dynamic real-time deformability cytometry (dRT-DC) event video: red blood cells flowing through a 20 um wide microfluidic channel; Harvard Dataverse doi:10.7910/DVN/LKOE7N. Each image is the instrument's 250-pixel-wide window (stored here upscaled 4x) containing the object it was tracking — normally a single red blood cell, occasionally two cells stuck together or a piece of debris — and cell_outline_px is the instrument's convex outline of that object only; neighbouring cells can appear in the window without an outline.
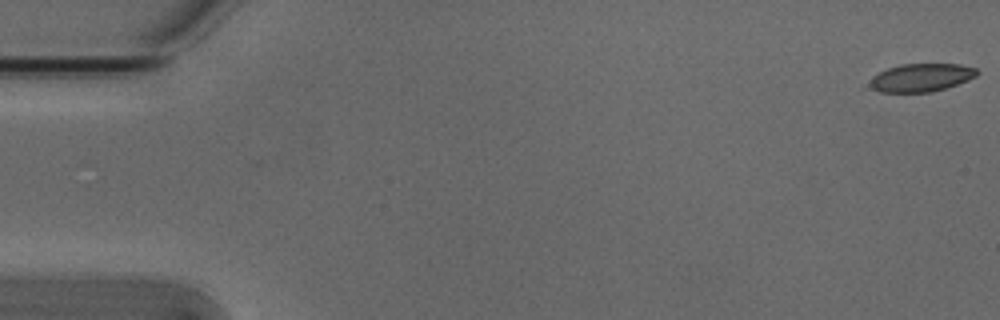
{"species": "Egyptian fruit bat (a non-hibernating species)", "species_latin": "Rousettus aegyptiacus", "temperature_condition": "cold", "stored_images_in_passage": 5, "camera_frame_rate_fps": 3000, "um_per_image_px": 0.085, "animal": {"sex": "male"}, "frame": {"image": 1, "passage_image": 1, "time_ms": 0.0, "image_size_px": [1000, 320], "cell_outline_px": [[980, 72], [976, 76], [968, 80], [932, 92], [880, 92], [872, 88], [868, 84], [872, 76], [888, 68], [900, 64], [960, 64], [976, 68]], "centroid_in_image_um": [78.3, 6.59], "position_along_channel_um": 6.7, "area_um2": 17.51}}